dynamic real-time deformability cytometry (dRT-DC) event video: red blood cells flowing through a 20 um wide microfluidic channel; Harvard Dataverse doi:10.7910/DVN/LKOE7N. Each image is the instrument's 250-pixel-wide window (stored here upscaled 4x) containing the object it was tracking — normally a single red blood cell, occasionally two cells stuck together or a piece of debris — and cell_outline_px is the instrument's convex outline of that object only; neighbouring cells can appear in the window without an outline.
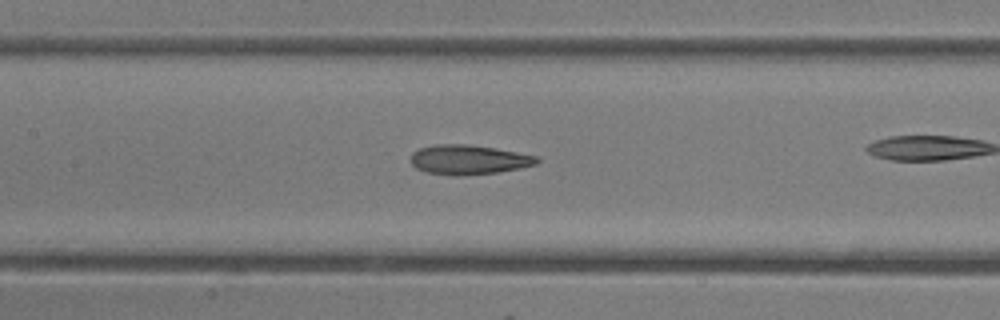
{"species": "common noctule bat (a hibernating species)", "species_latin": "Nyctalus noctula", "temperature_condition": "room temperature", "stored_images_in_passage": 30, "camera_frame_rate_fps": 3000, "um_per_image_px": 0.085, "animal": {"sex": "female"}, "frame": {"image": 1, "passage_image": 18, "time_ms": 5.667, "image_size_px": [1000, 320], "cell_outline_px": [[540, 160], [536, 164], [520, 168], [496, 172], [460, 176], [456, 176], [424, 172], [416, 168], [412, 164], [412, 152], [420, 148], [432, 144], [468, 144], [496, 148], [536, 156]], "centroid_in_image_um": [39.8, 13.57], "position_along_channel_um": 167.6, "area_um2": 21.73}}